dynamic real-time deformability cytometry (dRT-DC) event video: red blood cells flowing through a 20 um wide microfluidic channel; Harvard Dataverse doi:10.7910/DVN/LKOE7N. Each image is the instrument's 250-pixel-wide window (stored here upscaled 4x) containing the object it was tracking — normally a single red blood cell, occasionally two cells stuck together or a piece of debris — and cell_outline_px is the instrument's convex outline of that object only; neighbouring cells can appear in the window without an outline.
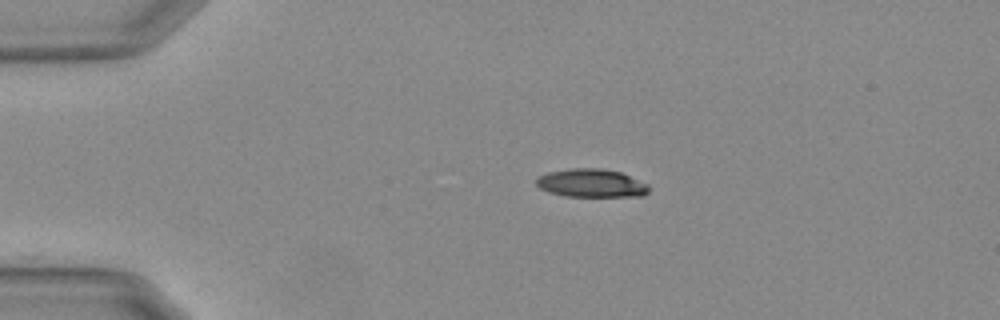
{"species": "Egyptian fruit bat (a non-hibernating species)", "species_latin": "Rousettus aegyptiacus", "temperature_condition": "warm", "stored_images_in_passage": 44, "camera_frame_rate_fps": 3000, "um_per_image_px": 0.085, "animal": {"sex": "female"}, "frame": {"image": 1, "passage_image": 1, "time_ms": 0.0, "image_size_px": [1000, 320], "cell_outline_px": [[648, 192], [644, 196], [564, 196], [548, 192], [540, 188], [536, 184], [536, 176], [548, 172], [568, 168], [604, 168], [620, 172], [648, 184]], "centroid_in_image_um": [50.23, 15.56], "position_along_channel_um": 34.8, "area_um2": 18.67}}
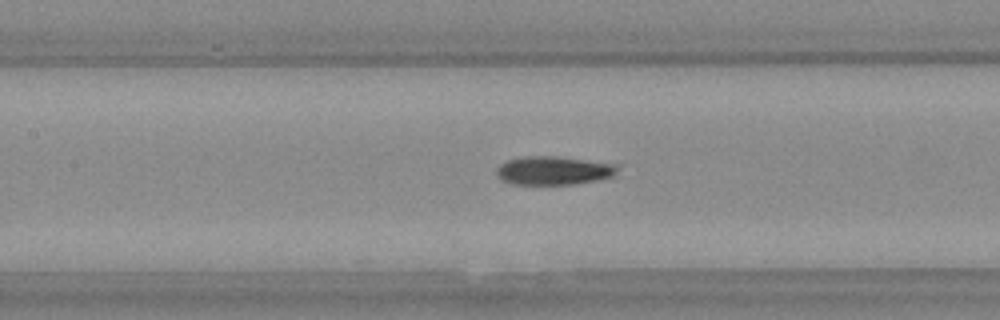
{"frame": {"image": 2, "passage_image": 15, "time_ms": 4.667, "image_size_px": [1000, 320], "cell_outline_px": [[620, 168], [616, 176], [576, 184], [512, 184], [504, 180], [496, 172], [508, 160], [520, 156], [556, 156], [620, 164]], "centroid_in_image_um": [47.19, 14.49], "position_along_channel_um": 160.2, "area_um2": 20.11}}
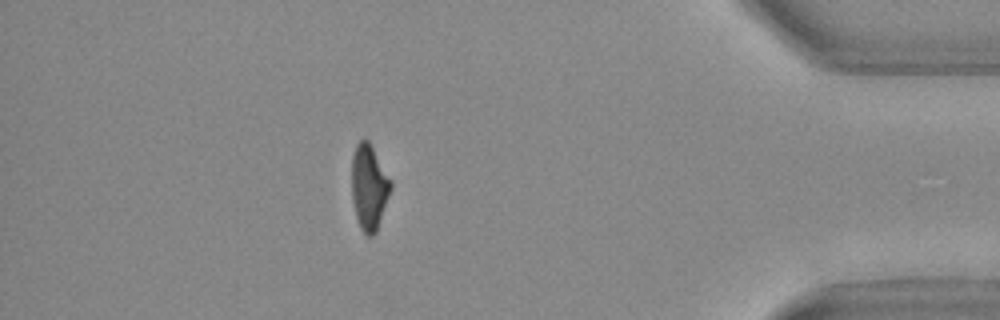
{"frame": {"image": 3, "passage_image": 38, "time_ms": 12.333, "image_size_px": [1000, 320], "cell_outline_px": [[392, 188], [376, 232], [372, 236], [364, 236], [360, 228], [356, 216], [352, 200], [352, 156], [356, 144], [360, 140], [368, 140], [392, 180]], "centroid_in_image_um": [31.37, 15.93], "position_along_channel_um": 403.8, "area_um2": 19.54}, "authors_computed_cell_mechanics": {"area_um2": 19.7676, "velocity_mm_per_s": 3.7295, "shape_relaxation_time_tau1_ms": 4.321, "shape_relaxation_time_tau2_ms": 2.0386, "deformation_change_tau1": 0.1885, "deformation_change_tau2": 0.0989}}